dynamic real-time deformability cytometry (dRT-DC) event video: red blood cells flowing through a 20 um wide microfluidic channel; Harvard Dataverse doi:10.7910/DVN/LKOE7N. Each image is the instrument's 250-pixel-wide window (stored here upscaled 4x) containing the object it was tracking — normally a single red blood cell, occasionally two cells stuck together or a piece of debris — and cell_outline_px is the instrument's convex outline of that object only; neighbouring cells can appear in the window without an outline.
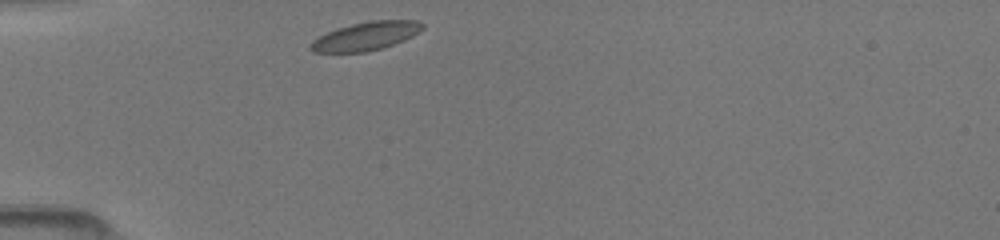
{"species": "common noctule bat (a hibernating species)", "species_latin": "Nyctalus noctula", "temperature_condition": "room temperature", "stored_images_in_passage": 35, "camera_frame_rate_fps": 3000, "um_per_image_px": 0.085, "animal": {"sex": "female", "body_mass_g": 19.5, "forearm_length_mm": 54.1}, "frame": {"image": 1, "passage_image": 1, "time_ms": 0.0, "image_size_px": [1000, 240], "cell_outline_px": [[424, 28], [412, 36], [404, 40], [380, 48], [364, 52], [312, 52], [308, 48], [312, 40], [328, 32], [352, 24], [372, 20], [416, 20], [424, 24]], "centroid_in_image_um": [31.1, 3.07], "position_along_channel_um": 53.9, "area_um2": 18.26}}
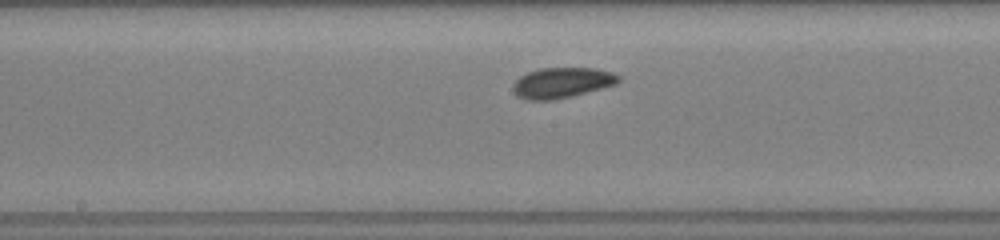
{"frame": {"image": 2, "passage_image": 14, "time_ms": 4.0, "image_size_px": [1000, 240], "cell_outline_px": [[620, 80], [616, 84], [572, 96], [556, 100], [524, 100], [516, 96], [512, 88], [512, 84], [520, 76], [528, 72], [540, 68], [596, 68], [612, 72], [620, 76]], "centroid_in_image_um": [47.73, 7.04], "position_along_channel_um": 200.5, "area_um2": 18.9}}
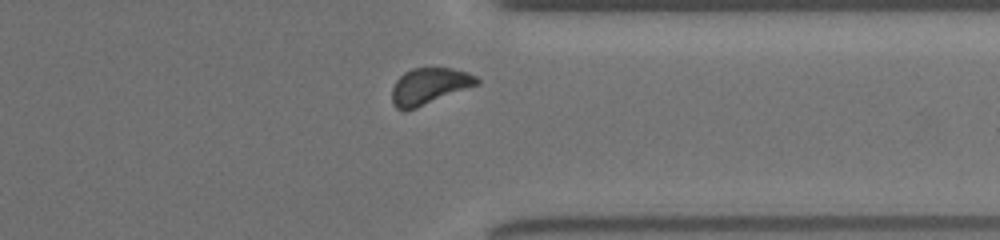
{"frame": {"image": 3, "passage_image": 29, "time_ms": 8.333, "image_size_px": [1000, 240], "cell_outline_px": [[480, 84], [416, 108], [404, 112], [400, 112], [392, 104], [392, 88], [396, 80], [404, 72], [412, 68], [452, 68], [468, 72], [476, 76], [480, 80]], "centroid_in_image_um": [36.48, 7.34], "position_along_channel_um": 374.9, "area_um2": 18.26}}